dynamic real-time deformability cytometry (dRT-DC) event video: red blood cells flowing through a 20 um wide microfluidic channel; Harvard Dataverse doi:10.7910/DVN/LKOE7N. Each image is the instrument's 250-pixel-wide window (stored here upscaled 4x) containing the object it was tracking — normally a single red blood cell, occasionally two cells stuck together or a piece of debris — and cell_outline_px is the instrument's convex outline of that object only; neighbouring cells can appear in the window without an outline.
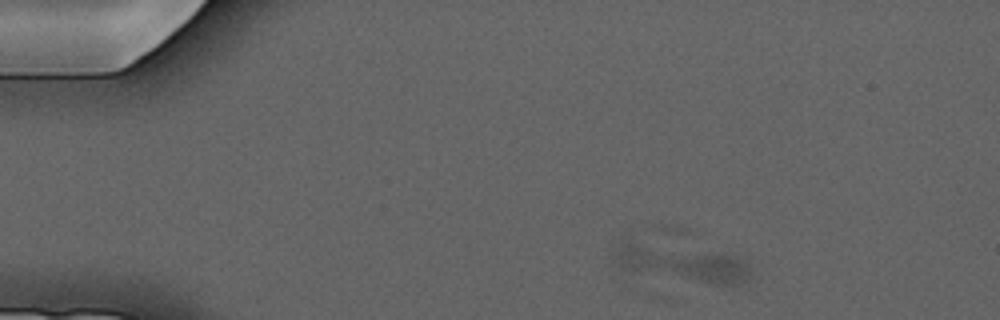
{"species": "common noctule bat (a hibernating species)", "species_latin": "Nyctalus noctula", "temperature_condition": "cold", "stored_images_in_passage": 4, "camera_frame_rate_fps": 3000, "um_per_image_px": 0.085, "animal": {"sex": "male", "forearm_length_mm": 52.5}, "frame": {"image": 1, "passage_image": 1, "time_ms": 0.0, "image_size_px": [1000, 320], "cell_outline_px": [[752, 272], [748, 280], [740, 284], [708, 284], [620, 268], [612, 260], [612, 256], [620, 236], [628, 236], [740, 256], [744, 260]], "centroid_in_image_um": [57.8, 22.25], "position_along_channel_um": 27.2, "area_um2": 30.92}}